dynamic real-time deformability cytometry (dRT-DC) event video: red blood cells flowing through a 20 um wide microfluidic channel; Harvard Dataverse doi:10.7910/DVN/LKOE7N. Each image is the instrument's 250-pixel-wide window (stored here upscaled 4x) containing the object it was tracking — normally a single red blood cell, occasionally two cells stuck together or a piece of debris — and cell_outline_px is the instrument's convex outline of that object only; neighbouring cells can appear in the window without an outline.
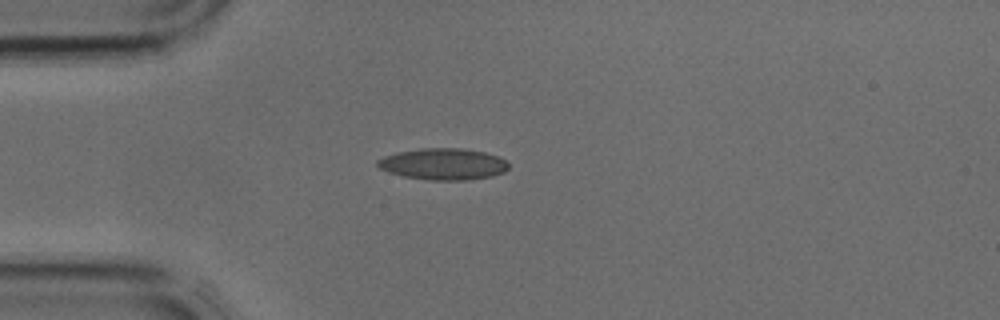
{"species": "common noctule bat (a hibernating species)", "species_latin": "Nyctalus noctula", "temperature_condition": "cold", "stored_images_in_passage": 3, "camera_frame_rate_fps": 3000, "um_per_image_px": 0.085, "animal": {"sex": "male", "body_mass_g": 17.9, "forearm_length_mm": 54.2}, "frame": {"image": 1, "passage_image": 3, "time_ms": 0.667, "image_size_px": [1000, 320], "cell_outline_px": [[508, 168], [504, 172], [492, 176], [464, 180], [428, 180], [404, 176], [388, 172], [380, 168], [376, 164], [376, 160], [384, 156], [396, 152], [420, 148], [460, 148], [484, 152], [496, 156], [504, 160], [508, 164]], "centroid_in_image_um": [37.63, 13.94], "position_along_channel_um": 47.4, "area_um2": 23.99}}